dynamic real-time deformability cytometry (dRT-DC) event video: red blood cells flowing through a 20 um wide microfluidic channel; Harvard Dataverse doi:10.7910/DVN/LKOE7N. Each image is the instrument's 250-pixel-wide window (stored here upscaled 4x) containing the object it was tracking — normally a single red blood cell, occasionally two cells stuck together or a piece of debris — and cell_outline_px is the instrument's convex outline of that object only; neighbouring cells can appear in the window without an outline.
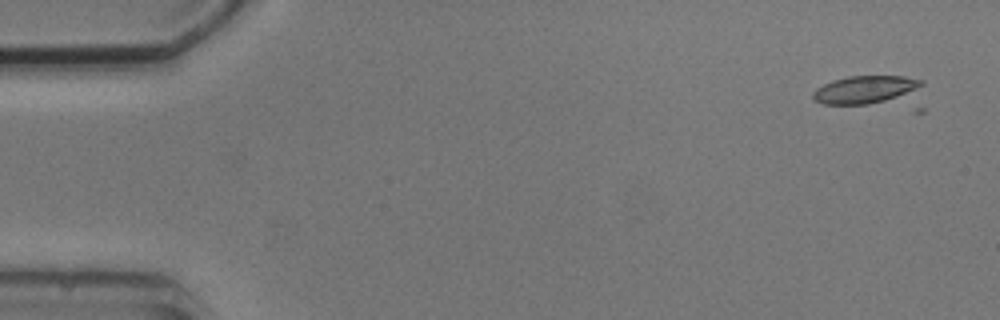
{"species": "common noctule bat (a hibernating species)", "species_latin": "Nyctalus noctula", "temperature_condition": "cold", "stored_images_in_passage": 4, "camera_frame_rate_fps": 3000, "um_per_image_px": 0.085, "animal": {"sex": "male", "body_mass_g": 20.5, "forearm_length_mm": 52.5}, "frame": {"image": 1, "passage_image": 1, "time_ms": 0.0, "image_size_px": [1000, 320], "cell_outline_px": [[924, 84], [896, 96], [884, 100], [868, 104], [824, 104], [816, 100], [812, 96], [812, 92], [816, 88], [832, 80], [848, 76], [904, 76], [924, 80]], "centroid_in_image_um": [73.44, 7.59], "position_along_channel_um": 11.6, "area_um2": 16.94}}